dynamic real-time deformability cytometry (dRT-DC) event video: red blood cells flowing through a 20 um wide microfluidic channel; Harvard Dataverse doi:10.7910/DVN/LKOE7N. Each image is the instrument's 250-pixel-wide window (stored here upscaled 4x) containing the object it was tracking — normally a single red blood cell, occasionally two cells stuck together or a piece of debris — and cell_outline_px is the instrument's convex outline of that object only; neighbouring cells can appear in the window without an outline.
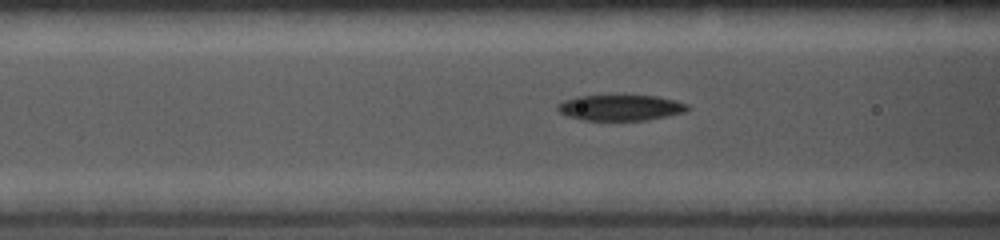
{"species": "common noctule bat (a hibernating species)", "species_latin": "Nyctalus noctula", "temperature_condition": "cold", "stored_images_in_passage": 51, "camera_frame_rate_fps": 5000, "um_per_image_px": 0.085, "animal": {"sex": "female", "body_mass_g": 19.0, "forearm_length_mm": 56.7}, "frame": {"image": 1, "passage_image": 18, "time_ms": 3.4, "image_size_px": [1000, 240], "cell_outline_px": [[688, 112], [648, 120], [580, 120], [568, 116], [560, 112], [556, 108], [564, 100], [576, 96], [656, 96], [676, 100], [688, 104]], "centroid_in_image_um": [52.78, 9.16], "position_along_channel_um": 113.8, "area_um2": 19.48}}
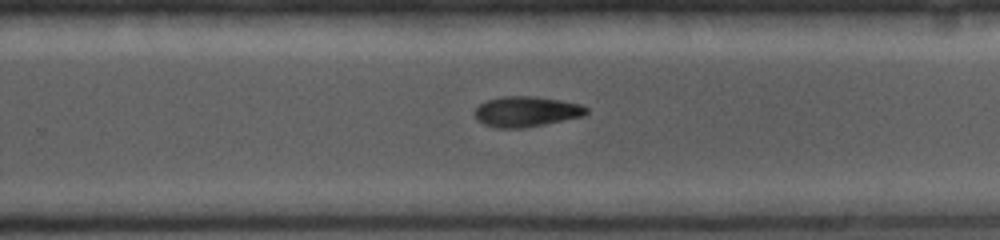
{"frame": {"image": 2, "passage_image": 36, "time_ms": 7.0, "image_size_px": [1000, 240], "cell_outline_px": [[588, 112], [584, 116], [524, 128], [496, 128], [484, 124], [476, 120], [476, 108], [480, 104], [488, 100], [504, 96], [532, 96], [560, 100], [580, 104], [588, 108]], "centroid_in_image_um": [44.75, 9.49], "position_along_channel_um": 285.1, "area_um2": 19.65}}
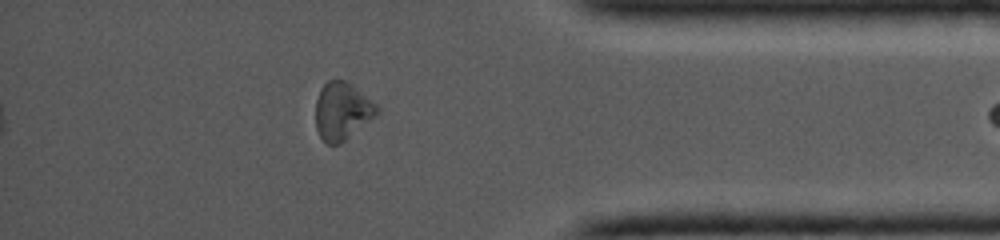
{"frame": {"image": 3, "passage_image": 50, "time_ms": 9.8, "image_size_px": [1000, 240], "cell_outline_px": [[380, 112], [376, 116], [340, 144], [328, 144], [320, 136], [316, 128], [316, 100], [320, 88], [328, 80], [344, 80], [376, 104], [380, 108]], "centroid_in_image_um": [29.08, 9.46], "position_along_channel_um": 406.1, "area_um2": 20.35}}